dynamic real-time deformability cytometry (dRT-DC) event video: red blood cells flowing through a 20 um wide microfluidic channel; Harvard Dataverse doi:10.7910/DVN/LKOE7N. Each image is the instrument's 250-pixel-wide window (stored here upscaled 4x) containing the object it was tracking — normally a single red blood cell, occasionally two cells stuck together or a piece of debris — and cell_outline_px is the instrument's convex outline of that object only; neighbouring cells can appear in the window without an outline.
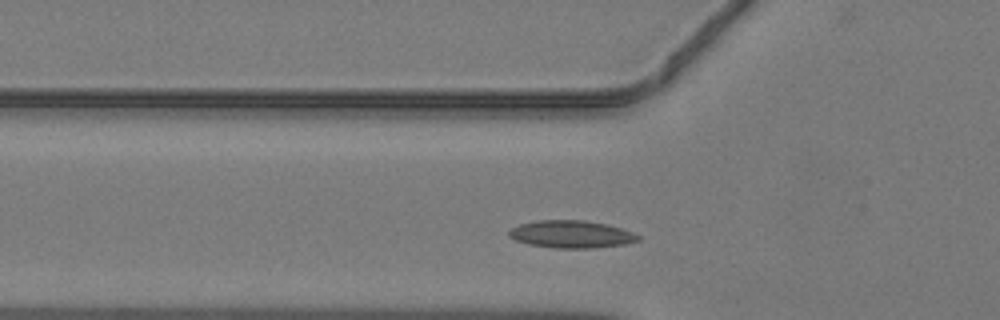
{"species": "common noctule bat (a hibernating species)", "species_latin": "Nyctalus noctula", "temperature_condition": "warm", "stored_images_in_passage": 38, "camera_frame_rate_fps": 3000, "um_per_image_px": 0.085, "animal": {"sex": "male", "body_mass_g": 19.2, "forearm_length_mm": 51.8}, "frame": {"image": 1, "passage_image": 7, "time_ms": 2.0, "image_size_px": [1000, 320], "cell_outline_px": [[640, 240], [624, 244], [596, 248], [552, 248], [528, 244], [516, 240], [508, 236], [508, 232], [512, 228], [520, 224], [536, 220], [584, 220], [608, 224], [632, 232], [640, 236]], "centroid_in_image_um": [48.56, 19.91], "position_along_channel_um": 77.2, "area_um2": 20.75}}
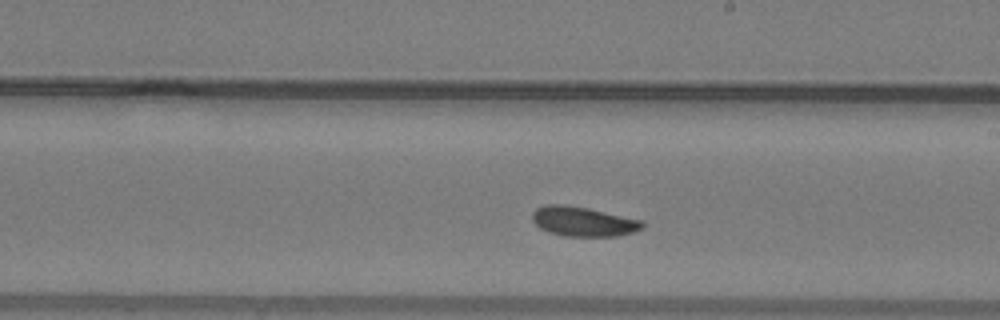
{"frame": {"image": 2, "passage_image": 18, "time_ms": 5.667, "image_size_px": [1000, 320], "cell_outline_px": [[644, 228], [632, 232], [616, 236], [564, 236], [548, 232], [540, 228], [532, 220], [532, 212], [536, 208], [544, 204], [564, 204], [588, 208], [644, 220]], "centroid_in_image_um": [49.57, 18.82], "position_along_channel_um": 239.4, "area_um2": 19.19}}
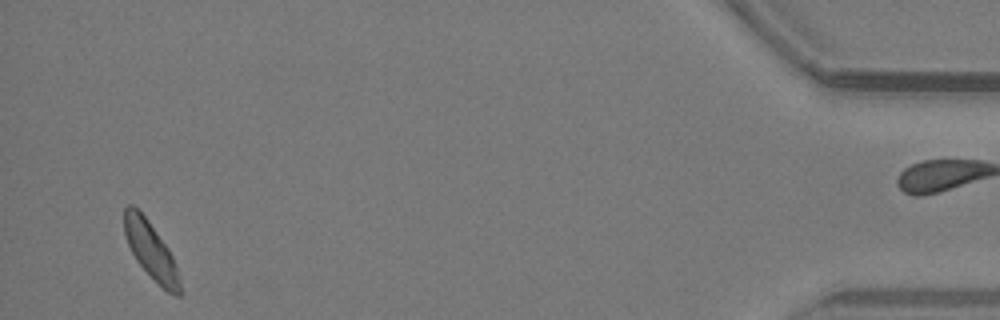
{"frame": {"image": 3, "passage_image": 36, "time_ms": 11.667, "image_size_px": [1000, 320], "cell_outline_px": [[180, 296], [176, 296], [168, 292], [136, 260], [124, 236], [124, 208], [128, 204], [132, 204], [148, 220], [168, 248], [176, 264], [180, 280]], "centroid_in_image_um": [12.81, 21.26], "position_along_channel_um": 422.4, "area_um2": 18.03}}